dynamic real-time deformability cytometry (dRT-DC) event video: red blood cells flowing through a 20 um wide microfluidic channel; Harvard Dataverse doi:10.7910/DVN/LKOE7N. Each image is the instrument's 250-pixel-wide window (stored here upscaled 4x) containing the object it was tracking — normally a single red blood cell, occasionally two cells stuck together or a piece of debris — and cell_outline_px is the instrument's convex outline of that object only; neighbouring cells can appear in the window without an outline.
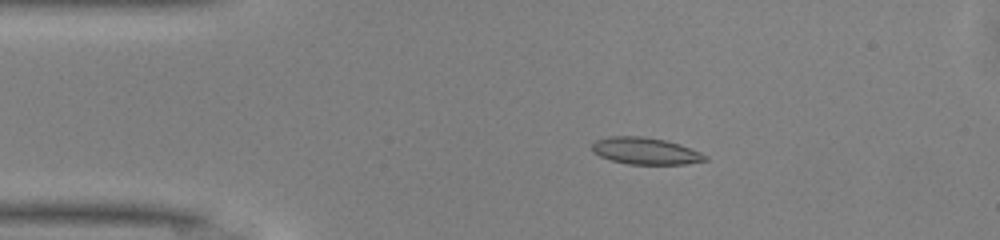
{"species": "common noctule bat (a hibernating species)", "species_latin": "Nyctalus noctula", "temperature_condition": "warm", "stored_images_in_passage": 49, "camera_frame_rate_fps": 3000, "um_per_image_px": 0.085, "animal": {"sex": "male", "body_mass_g": 13.0, "forearm_length_mm": 53.1}, "frame": {"image": 1, "passage_image": 9, "time_ms": 2.667, "image_size_px": [1000, 240], "cell_outline_px": [[708, 160], [684, 164], [628, 164], [612, 160], [600, 156], [592, 152], [592, 144], [596, 140], [608, 136], [644, 136], [668, 140], [680, 144], [700, 152], [708, 156]], "centroid_in_image_um": [54.86, 12.82], "position_along_channel_um": 30.1, "area_um2": 17.8}}
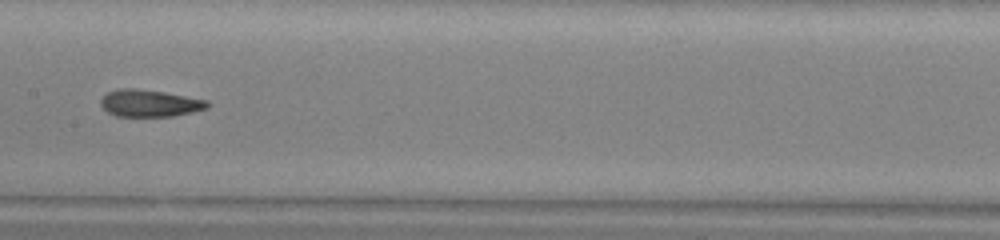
{"frame": {"image": 2, "passage_image": 24, "time_ms": 7.667, "image_size_px": [1000, 240], "cell_outline_px": [[208, 108], [192, 112], [172, 116], [116, 116], [108, 112], [100, 104], [100, 100], [108, 92], [120, 88], [132, 88], [164, 92], [208, 100]], "centroid_in_image_um": [12.72, 8.77], "position_along_channel_um": 194.7, "area_um2": 16.65}}
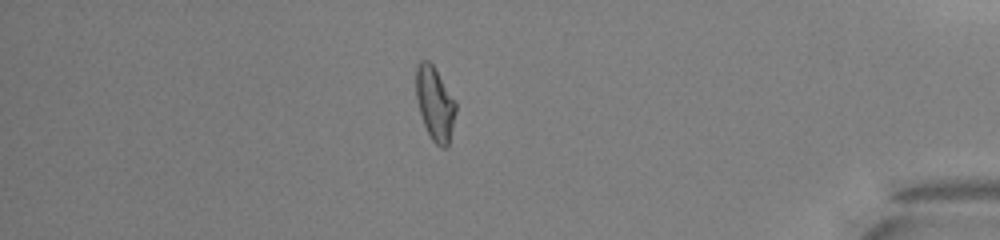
{"frame": {"image": 3, "passage_image": 42, "time_ms": 13.667, "image_size_px": [1000, 240], "cell_outline_px": [[456, 112], [448, 148], [440, 148], [432, 140], [424, 124], [416, 100], [416, 64], [420, 60], [428, 60], [432, 64], [456, 100]], "centroid_in_image_um": [36.98, 8.81], "position_along_channel_um": 398.2, "area_um2": 17.22}, "authors_computed_cell_mechanics": {"area_um2": 17.1666, "velocity_mm_per_s": 4.1482, "shape_relaxation_time_tau1_ms": 10.7712, "shape_relaxation_time_tau2_ms": 3.4229, "deformation_change_tau1": 0.2555, "deformation_change_tau2": 0.1029}}